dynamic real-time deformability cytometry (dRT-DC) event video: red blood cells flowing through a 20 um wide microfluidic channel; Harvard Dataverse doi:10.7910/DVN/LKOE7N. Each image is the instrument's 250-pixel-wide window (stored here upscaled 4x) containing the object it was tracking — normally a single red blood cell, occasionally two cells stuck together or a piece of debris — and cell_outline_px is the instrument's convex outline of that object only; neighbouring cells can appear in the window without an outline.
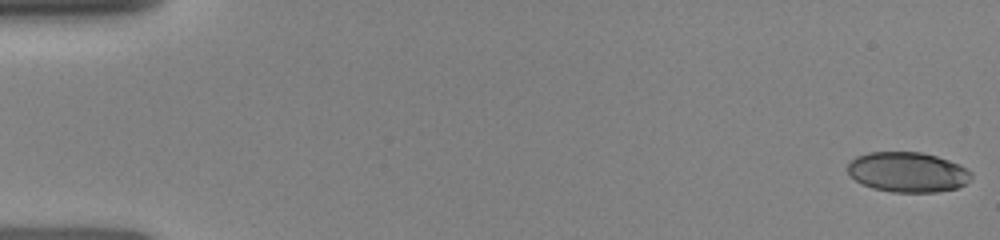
{"species": "human", "species_latin": "Homo sapiens", "temperature_condition": "room temperature", "stored_images_in_passage": 51, "camera_frame_rate_fps": 3000, "um_per_image_px": 0.085, "donor": {"sex": "female"}, "frame": {"image": 1, "passage_image": 1, "time_ms": 0.0, "image_size_px": [1000, 240], "cell_outline_px": [[972, 176], [964, 184], [956, 188], [936, 192], [892, 192], [872, 188], [856, 180], [848, 172], [848, 160], [856, 156], [868, 152], [920, 152], [936, 156], [960, 164], [972, 172]], "centroid_in_image_um": [77.14, 14.62], "position_along_channel_um": 7.9, "area_um2": 28.84}}
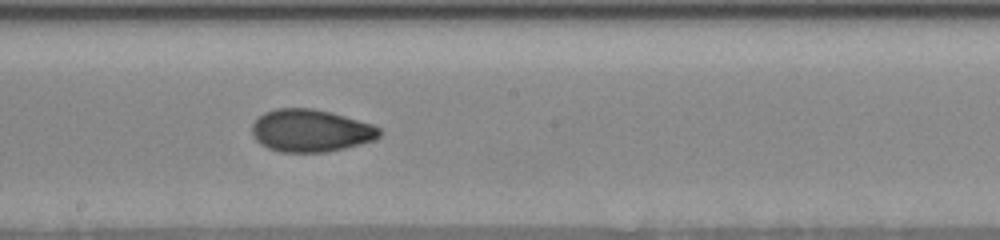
{"frame": {"image": 2, "passage_image": 29, "time_ms": 8.667, "image_size_px": [1000, 240], "cell_outline_px": [[380, 136], [376, 140], [344, 148], [324, 152], [280, 152], [268, 148], [260, 144], [252, 136], [252, 124], [264, 112], [276, 108], [312, 108], [344, 116], [372, 124], [380, 128]], "centroid_in_image_um": [26.39, 11.11], "position_along_channel_um": 221.8, "area_um2": 31.5}}
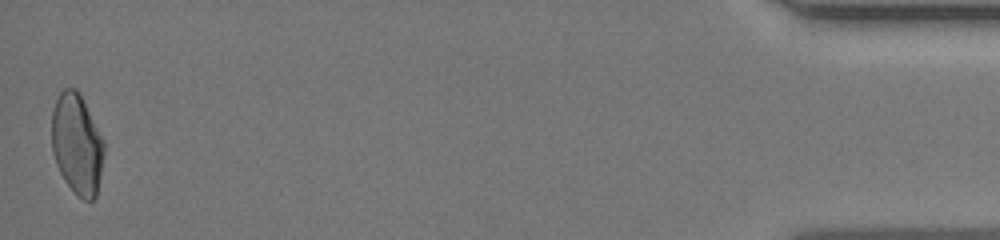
{"frame": {"image": 3, "passage_image": 51, "time_ms": 15.667, "image_size_px": [1000, 240], "cell_outline_px": [[104, 152], [96, 196], [92, 200], [84, 200], [76, 196], [64, 180], [56, 164], [52, 152], [52, 112], [56, 100], [60, 92], [64, 88], [76, 88], [80, 92], [104, 140]], "centroid_in_image_um": [6.54, 12.24], "position_along_channel_um": 428.7, "area_um2": 30.81}}